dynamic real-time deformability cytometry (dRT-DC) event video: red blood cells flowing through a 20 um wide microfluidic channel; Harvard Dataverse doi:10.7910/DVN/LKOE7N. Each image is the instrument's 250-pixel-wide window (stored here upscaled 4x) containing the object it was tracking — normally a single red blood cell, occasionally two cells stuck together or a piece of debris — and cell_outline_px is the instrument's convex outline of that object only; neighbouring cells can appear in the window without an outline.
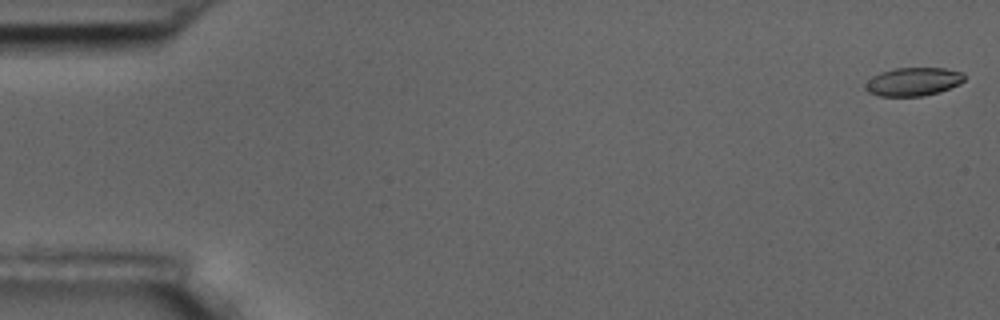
{"species": "common noctule bat (a hibernating species)", "species_latin": "Nyctalus noctula", "temperature_condition": "room temperature", "stored_images_in_passage": 51, "camera_frame_rate_fps": 3000, "um_per_image_px": 0.085, "animal": {"sex": "male", "body_mass_g": 17.5, "forearm_length_mm": 52.3}, "frame": {"image": 1, "passage_image": 1, "time_ms": 0.0, "image_size_px": [1000, 320], "cell_outline_px": [[964, 80], [960, 84], [940, 92], [924, 96], [880, 96], [868, 92], [864, 88], [864, 84], [872, 76], [880, 72], [896, 68], [944, 68], [964, 72]], "centroid_in_image_um": [77.63, 6.94], "position_along_channel_um": 7.4, "area_um2": 16.53}}
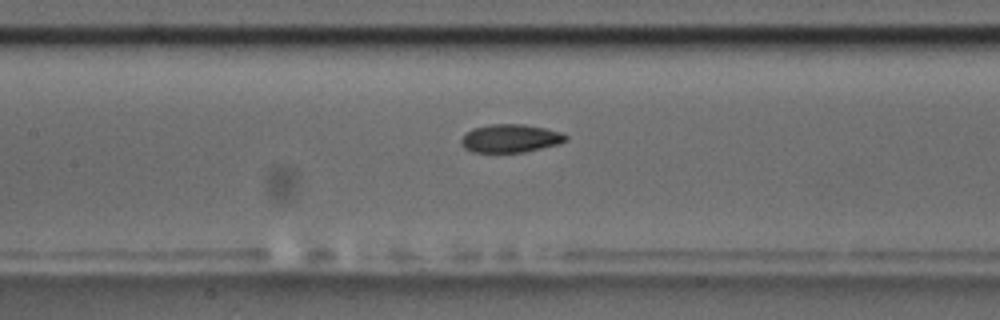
{"frame": {"image": 2, "passage_image": 26, "time_ms": 8.333, "image_size_px": [1000, 320], "cell_outline_px": [[568, 140], [560, 144], [524, 152], [472, 152], [464, 148], [460, 144], [460, 140], [472, 128], [488, 124], [524, 124], [544, 128], [560, 132], [568, 136]], "centroid_in_image_um": [43.39, 11.76], "position_along_channel_um": 164.0, "area_um2": 17.28}}
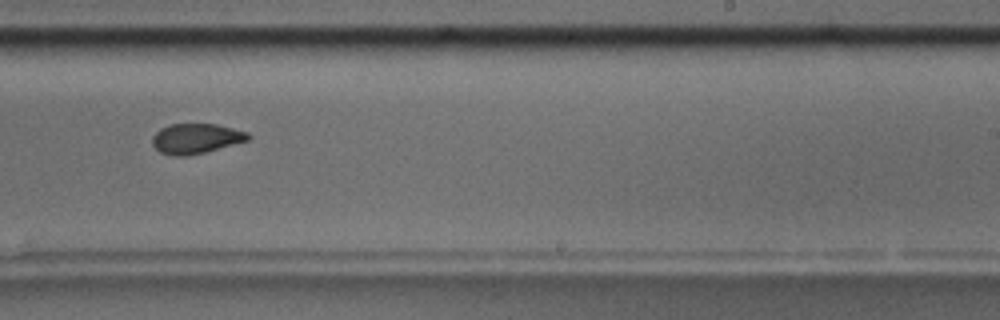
{"frame": {"image": 3, "passage_image": 35, "time_ms": 11.333, "image_size_px": [1000, 320], "cell_outline_px": [[252, 136], [248, 140], [204, 152], [184, 156], [172, 156], [160, 152], [152, 144], [152, 136], [160, 128], [168, 124], [216, 124], [248, 132]], "centroid_in_image_um": [16.63, 11.77], "position_along_channel_um": 272.4, "area_um2": 16.7}}